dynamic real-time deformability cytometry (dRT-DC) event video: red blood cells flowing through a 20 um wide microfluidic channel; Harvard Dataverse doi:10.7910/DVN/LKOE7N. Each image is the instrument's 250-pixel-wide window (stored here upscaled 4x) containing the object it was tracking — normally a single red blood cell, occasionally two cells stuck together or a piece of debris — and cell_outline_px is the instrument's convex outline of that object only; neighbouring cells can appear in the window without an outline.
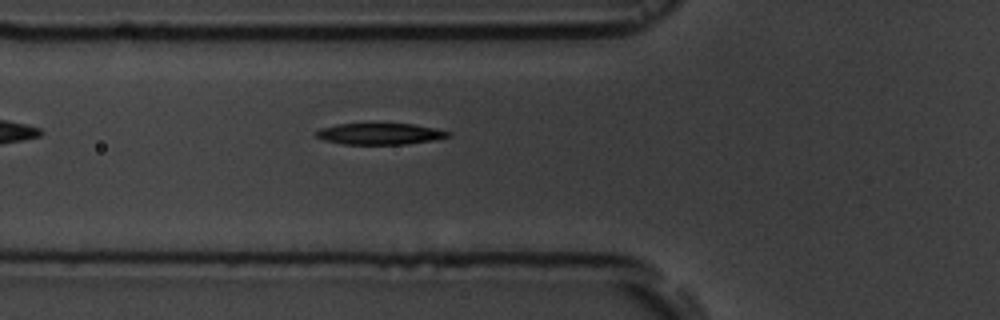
{"species": "common noctule bat (a hibernating species)", "species_latin": "Nyctalus noctula", "temperature_condition": "room temperature", "stored_images_in_passage": 5, "camera_frame_rate_fps": 3000, "um_per_image_px": 0.085, "animal": {"sex": "male", "body_mass_g": 19.5, "forearm_length_mm": 54.6}, "frame": {"image": 1, "passage_image": 5, "time_ms": 5.667, "image_size_px": [1000, 320], "cell_outline_px": [[452, 136], [432, 140], [404, 144], [344, 144], [324, 140], [316, 136], [316, 132], [320, 128], [336, 124], [412, 124], [436, 128], [452, 132]], "centroid_in_image_um": [32.32, 11.37], "position_along_channel_um": 93.5, "area_um2": 16.3}}